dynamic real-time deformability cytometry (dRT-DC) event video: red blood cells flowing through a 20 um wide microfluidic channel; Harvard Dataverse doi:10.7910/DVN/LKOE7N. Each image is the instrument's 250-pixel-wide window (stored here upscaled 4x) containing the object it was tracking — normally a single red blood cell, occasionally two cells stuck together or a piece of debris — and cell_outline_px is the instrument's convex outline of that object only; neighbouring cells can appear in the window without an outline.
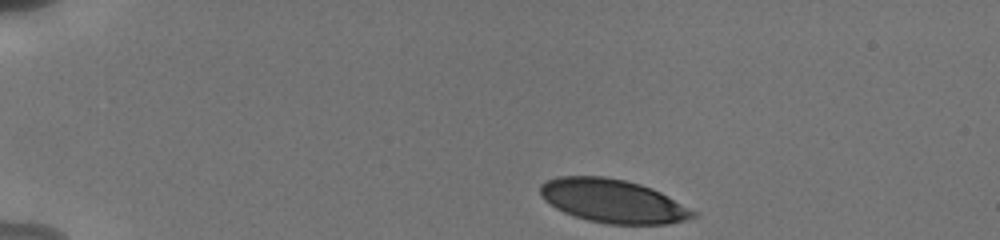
{"species": "human", "species_latin": "Homo sapiens", "temperature_condition": "cold", "stored_images_in_passage": 22, "camera_frame_rate_fps": 3000, "um_per_image_px": 0.085, "donor": {"sex": "male"}, "frame": {"image": 1, "passage_image": 1, "time_ms": 0.0, "image_size_px": [1000, 240], "cell_outline_px": [[696, 216], [688, 220], [668, 224], [608, 224], [588, 220], [564, 212], [556, 208], [544, 200], [540, 192], [540, 184], [556, 176], [604, 176], [624, 180], [640, 184], [652, 188], [660, 192], [696, 212]], "centroid_in_image_um": [52.08, 17.08], "position_along_channel_um": 32.9, "area_um2": 38.55}}
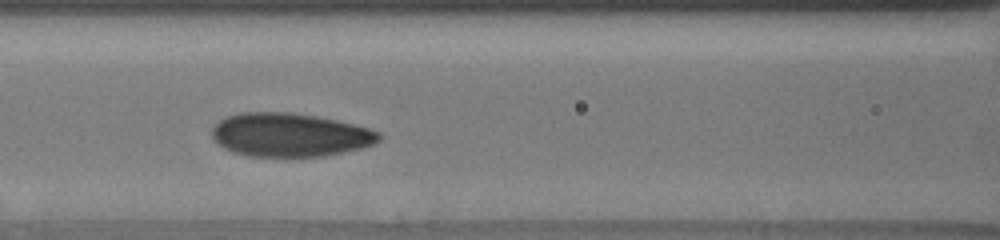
{"frame": {"image": 2, "passage_image": 15, "time_ms": 5.0, "image_size_px": [1000, 240], "cell_outline_px": [[380, 140], [364, 148], [324, 156], [248, 156], [232, 152], [216, 144], [212, 140], [212, 128], [224, 116], [240, 112], [292, 112], [316, 116], [336, 120], [368, 128], [380, 132]], "centroid_in_image_um": [24.59, 11.46], "position_along_channel_um": 142.0, "area_um2": 42.66}}
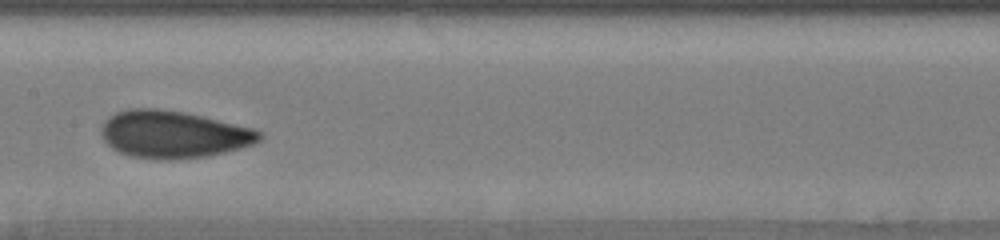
{"frame": {"image": 3, "passage_image": 20, "time_ms": 6.333, "image_size_px": [1000, 240], "cell_outline_px": [[264, 136], [260, 140], [252, 144], [240, 148], [208, 156], [168, 160], [156, 160], [132, 156], [120, 152], [112, 148], [104, 140], [100, 132], [100, 128], [104, 120], [108, 116], [116, 112], [128, 108], [160, 108], [184, 112], [204, 116], [252, 128], [264, 132]], "centroid_in_image_um": [14.72, 11.41], "position_along_channel_um": 192.7, "area_um2": 43.99}}